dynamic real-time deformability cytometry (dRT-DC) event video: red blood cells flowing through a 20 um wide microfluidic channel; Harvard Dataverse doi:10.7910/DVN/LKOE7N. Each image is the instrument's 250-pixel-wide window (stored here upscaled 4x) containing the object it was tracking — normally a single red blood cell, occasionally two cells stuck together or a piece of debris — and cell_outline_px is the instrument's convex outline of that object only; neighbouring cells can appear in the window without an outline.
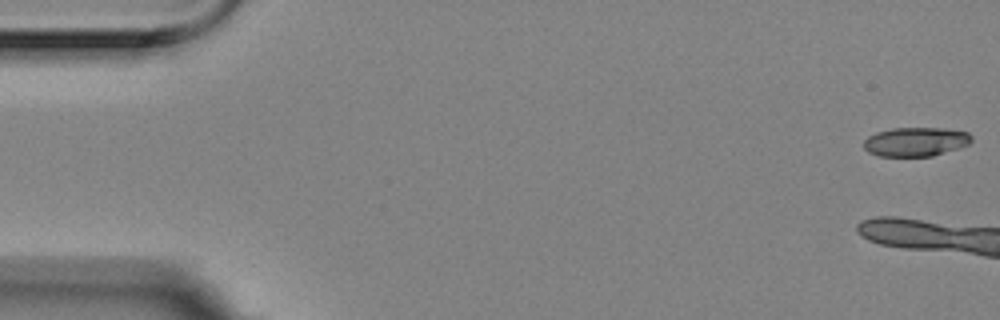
{"species": "Egyptian fruit bat (a non-hibernating species)", "species_latin": "Rousettus aegyptiacus", "temperature_condition": "room temperature", "stored_images_in_passage": 7, "camera_frame_rate_fps": 3000, "um_per_image_px": 0.085, "animal": {"sex": "female"}, "frame": {"image": 1, "passage_image": 1, "time_ms": 0.0, "image_size_px": [1000, 320], "cell_outline_px": [[972, 140], [968, 144], [960, 148], [932, 156], [880, 156], [868, 152], [864, 148], [864, 140], [868, 136], [876, 132], [892, 128], [944, 128], [968, 132], [972, 136]], "centroid_in_image_um": [77.84, 12.04], "position_along_channel_um": 7.2, "area_um2": 18.32}}